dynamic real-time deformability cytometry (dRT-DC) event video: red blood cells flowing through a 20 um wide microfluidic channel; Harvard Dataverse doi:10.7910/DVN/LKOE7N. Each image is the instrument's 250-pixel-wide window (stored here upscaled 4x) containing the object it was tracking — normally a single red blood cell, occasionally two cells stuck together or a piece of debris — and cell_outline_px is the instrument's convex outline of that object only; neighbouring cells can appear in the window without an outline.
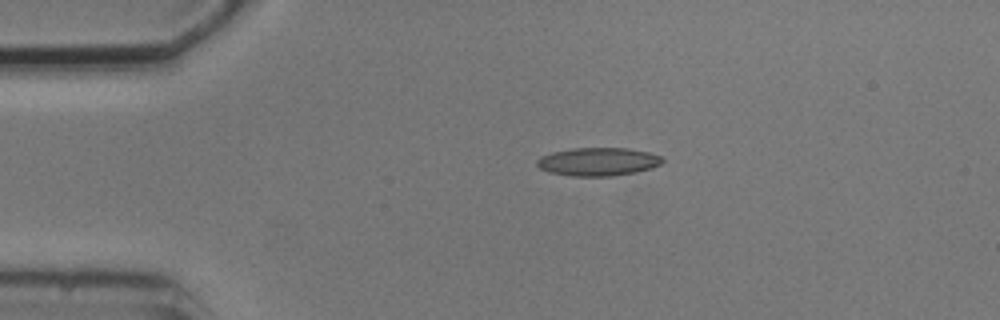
{"species": "common noctule bat (a hibernating species)", "species_latin": "Nyctalus noctula", "temperature_condition": "cold", "stored_images_in_passage": 2, "camera_frame_rate_fps": 3000, "um_per_image_px": 0.085, "animal": {"sex": "male", "body_mass_g": 20.5, "forearm_length_mm": 52.5}, "frame": {"image": 1, "passage_image": 1, "time_ms": 0.0, "image_size_px": [1000, 320], "cell_outline_px": [[664, 160], [660, 164], [652, 168], [636, 172], [612, 176], [572, 176], [548, 172], [540, 168], [536, 164], [536, 160], [540, 156], [552, 152], [572, 148], [628, 148], [648, 152], [660, 156]], "centroid_in_image_um": [50.81, 13.74], "position_along_channel_um": 34.2, "area_um2": 20.69}}